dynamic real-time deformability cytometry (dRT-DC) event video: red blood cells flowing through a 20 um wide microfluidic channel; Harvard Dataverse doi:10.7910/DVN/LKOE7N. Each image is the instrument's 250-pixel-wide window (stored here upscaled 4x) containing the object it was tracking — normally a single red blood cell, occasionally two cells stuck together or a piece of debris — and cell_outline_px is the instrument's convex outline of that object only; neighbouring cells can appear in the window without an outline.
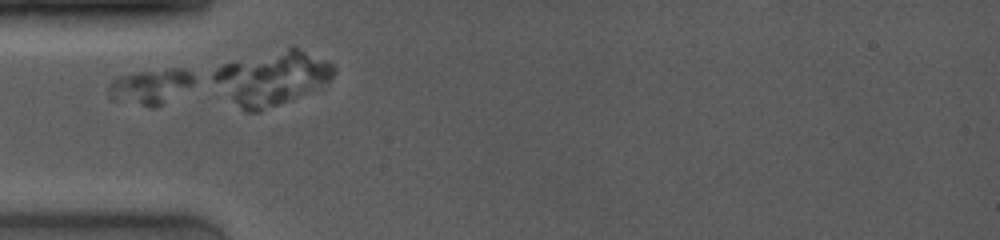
{"species": "common noctule bat (a hibernating species)", "species_latin": "Nyctalus noctula", "temperature_condition": "room temperature", "stored_images_in_passage": 1, "camera_frame_rate_fps": 4000, "um_per_image_px": 0.085, "animal": {"sex": "female", "body_mass_g": 19.0, "forearm_length_mm": 53.3}, "frame": {"image": 1, "passage_image": 1, "time_ms": 0.0, "image_size_px": [1000, 240], "cell_outline_px": [[196, 76], [192, 84], [160, 104], [152, 108], [148, 108], [108, 96], [108, 88], [112, 80], [116, 76], [136, 72], [172, 68], [180, 68]], "centroid_in_image_um": [12.75, 7.33], "position_along_channel_um": 72.2, "area_um2": 16.94}}